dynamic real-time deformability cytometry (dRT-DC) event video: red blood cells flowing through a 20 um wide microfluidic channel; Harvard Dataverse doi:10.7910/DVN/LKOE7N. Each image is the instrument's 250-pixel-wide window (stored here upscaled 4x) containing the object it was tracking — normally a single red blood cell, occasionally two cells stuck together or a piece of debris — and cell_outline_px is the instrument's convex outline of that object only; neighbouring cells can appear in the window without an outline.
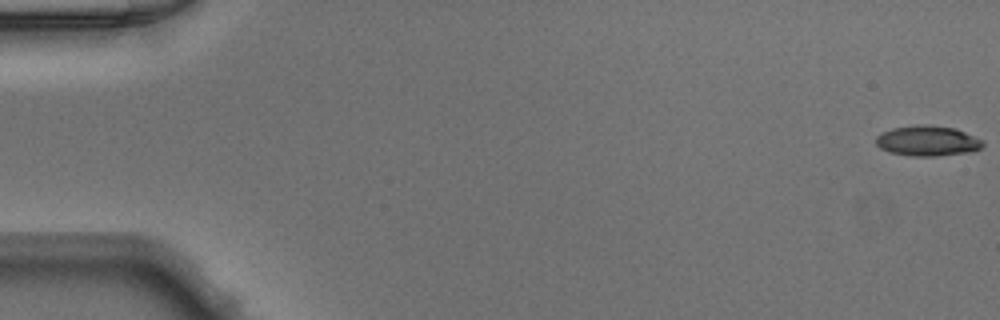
{"species": "Egyptian fruit bat (a non-hibernating species)", "species_latin": "Rousettus aegyptiacus", "temperature_condition": "warm", "stored_images_in_passage": 50, "camera_frame_rate_fps": 3000, "um_per_image_px": 0.085, "animal": {"sex": "male"}, "frame": {"image": 1, "passage_image": 1, "time_ms": 0.0, "image_size_px": [1000, 320], "cell_outline_px": [[984, 144], [980, 148], [972, 152], [936, 156], [912, 156], [888, 152], [880, 148], [876, 144], [876, 136], [892, 128], [912, 124], [928, 124], [956, 128], [984, 140]], "centroid_in_image_um": [78.85, 11.96], "position_along_channel_um": 6.1, "area_um2": 19.19}}
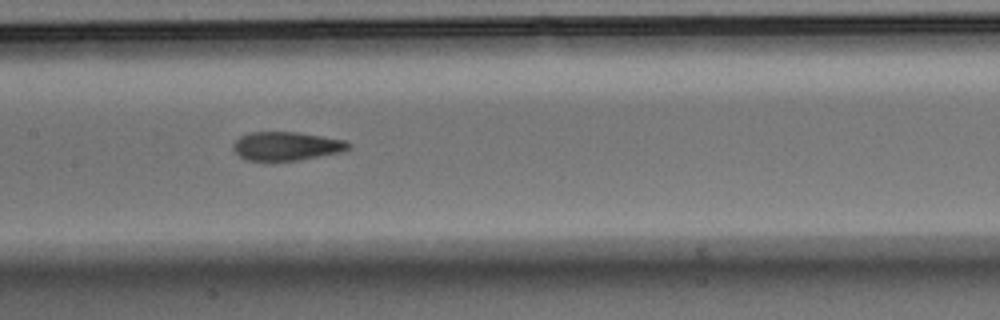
{"frame": {"image": 2, "passage_image": 25, "time_ms": 8.0, "image_size_px": [1000, 320], "cell_outline_px": [[352, 148], [340, 152], [320, 156], [296, 160], [248, 160], [240, 156], [232, 148], [232, 144], [240, 136], [248, 132], [296, 132], [344, 140], [352, 144]], "centroid_in_image_um": [24.34, 12.41], "position_along_channel_um": 183.1, "area_um2": 19.07}}
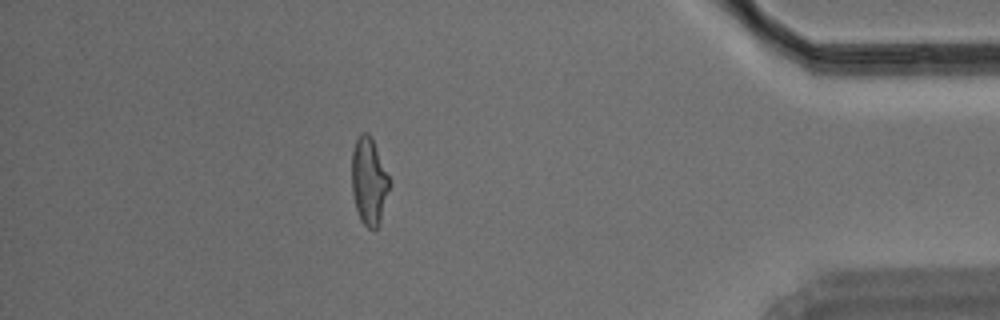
{"frame": {"image": 3, "passage_image": 44, "time_ms": 14.333, "image_size_px": [1000, 320], "cell_outline_px": [[388, 188], [380, 224], [376, 228], [368, 228], [360, 220], [356, 208], [352, 192], [352, 152], [356, 140], [360, 132], [368, 132], [372, 136], [388, 176]], "centroid_in_image_um": [31.33, 15.37], "position_along_channel_um": 403.9, "area_um2": 18.84}}